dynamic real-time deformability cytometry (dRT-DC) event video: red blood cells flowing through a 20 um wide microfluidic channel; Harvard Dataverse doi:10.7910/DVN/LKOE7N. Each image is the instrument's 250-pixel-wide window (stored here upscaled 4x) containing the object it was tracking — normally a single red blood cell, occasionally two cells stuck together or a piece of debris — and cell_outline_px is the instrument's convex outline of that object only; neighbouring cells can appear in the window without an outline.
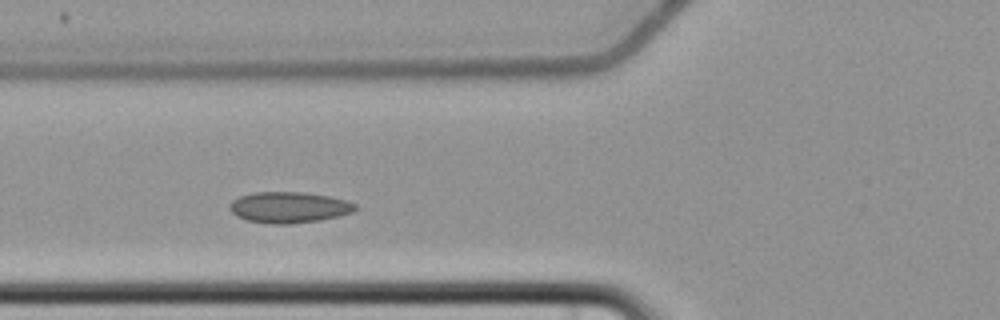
{"species": "common noctule bat (a hibernating species)", "species_latin": "Nyctalus noctula", "temperature_condition": "cold", "stored_images_in_passage": 4, "camera_frame_rate_fps": 3000, "um_per_image_px": 0.085, "animal": {"sex": "female", "body_mass_g": 22.7, "forearm_length_mm": 54.2}, "frame": {"image": 1, "passage_image": 3, "time_ms": 2.667, "image_size_px": [1000, 320], "cell_outline_px": [[356, 208], [352, 212], [340, 216], [320, 220], [288, 224], [272, 224], [248, 220], [236, 216], [228, 208], [228, 204], [232, 200], [240, 196], [252, 192], [304, 192], [328, 196], [348, 200], [356, 204]], "centroid_in_image_um": [24.55, 17.62], "position_along_channel_um": 101.3, "area_um2": 22.83}}
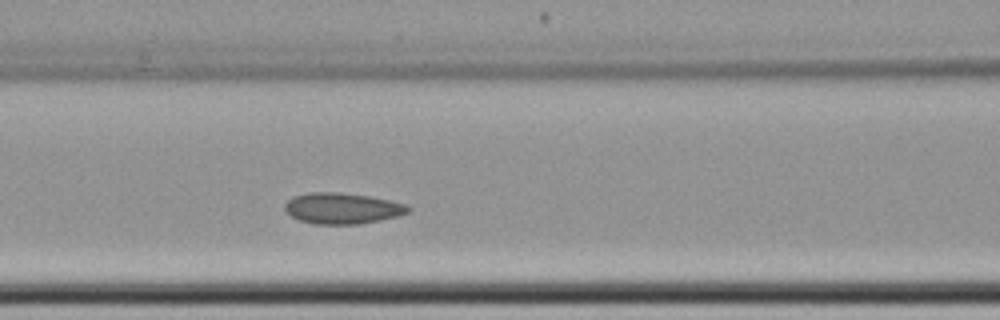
{"frame": {"image": 2, "passage_image": 4, "time_ms": 3.667, "image_size_px": [1000, 320], "cell_outline_px": [[408, 212], [396, 216], [380, 220], [356, 224], [316, 224], [300, 220], [292, 216], [284, 208], [284, 204], [292, 196], [308, 192], [340, 192], [368, 196], [408, 204]], "centroid_in_image_um": [29.06, 17.69], "position_along_channel_um": 137.5, "area_um2": 22.08}}